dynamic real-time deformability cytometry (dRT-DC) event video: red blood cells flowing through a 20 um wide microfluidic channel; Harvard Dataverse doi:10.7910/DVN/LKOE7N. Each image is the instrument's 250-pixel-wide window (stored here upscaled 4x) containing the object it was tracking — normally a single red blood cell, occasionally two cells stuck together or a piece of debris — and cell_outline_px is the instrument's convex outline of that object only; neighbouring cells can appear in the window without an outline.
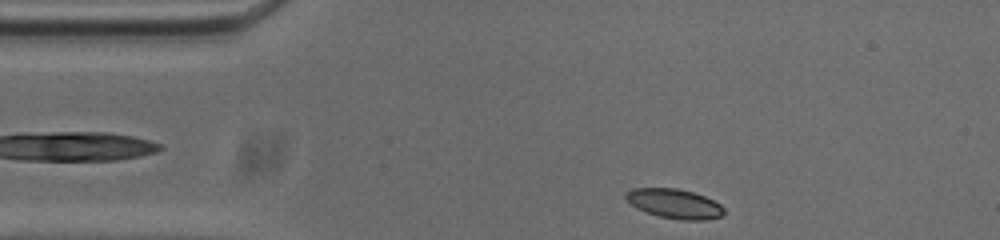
{"species": "common noctule bat (a hibernating species)", "species_latin": "Nyctalus noctula", "temperature_condition": "cold", "stored_images_in_passage": 46, "camera_frame_rate_fps": 3000, "um_per_image_px": 0.085, "animal": {"sex": "male", "body_mass_g": 20.0, "forearm_length_mm": 53.3}, "frame": {"image": 1, "passage_image": 1, "time_ms": 0.0, "image_size_px": [1000, 240], "cell_outline_px": [[724, 212], [720, 216], [704, 220], [680, 220], [660, 216], [636, 208], [624, 196], [632, 188], [676, 188], [692, 192], [704, 196], [720, 204], [724, 208]], "centroid_in_image_um": [57.34, 17.31], "position_along_channel_um": 27.7, "area_um2": 16.59}}
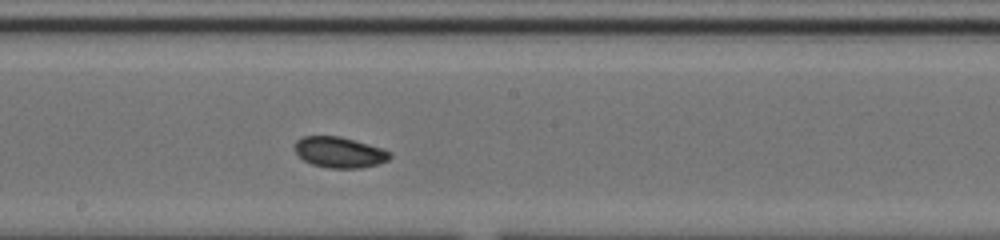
{"frame": {"image": 2, "passage_image": 20, "time_ms": 6.333, "image_size_px": [1000, 240], "cell_outline_px": [[392, 156], [388, 160], [380, 164], [360, 168], [328, 168], [312, 164], [304, 160], [296, 152], [296, 140], [304, 136], [340, 136], [384, 148], [392, 152]], "centroid_in_image_um": [28.92, 12.95], "position_along_channel_um": 219.3, "area_um2": 17.17}}
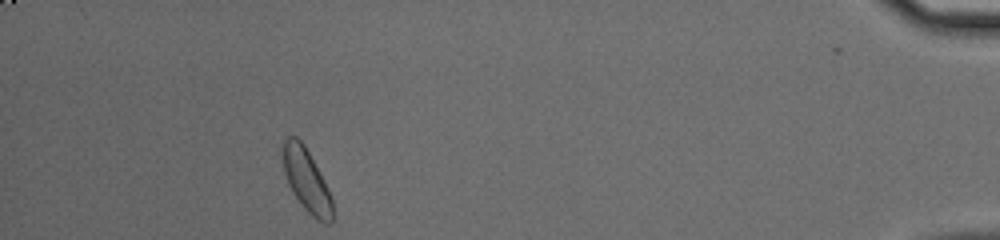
{"frame": {"image": 3, "passage_image": 41, "time_ms": 13.333, "image_size_px": [1000, 240], "cell_outline_px": [[332, 224], [324, 224], [316, 220], [304, 208], [292, 192], [288, 184], [284, 172], [280, 148], [280, 144], [284, 136], [296, 136], [304, 144], [328, 188], [332, 200]], "centroid_in_image_um": [26.0, 15.28], "position_along_channel_um": 409.2, "area_um2": 18.55}, "authors_computed_cell_mechanics": {"area_um2": 17.2244, "velocity_mm_per_s": 3.7046, "shape_relaxation_time_tau1_ms": 2.7797, "shape_relaxation_time_tau2_ms": 4.1077, "deformation_change_tau1": 0.1033, "deformation_change_tau2": 0.0713}}